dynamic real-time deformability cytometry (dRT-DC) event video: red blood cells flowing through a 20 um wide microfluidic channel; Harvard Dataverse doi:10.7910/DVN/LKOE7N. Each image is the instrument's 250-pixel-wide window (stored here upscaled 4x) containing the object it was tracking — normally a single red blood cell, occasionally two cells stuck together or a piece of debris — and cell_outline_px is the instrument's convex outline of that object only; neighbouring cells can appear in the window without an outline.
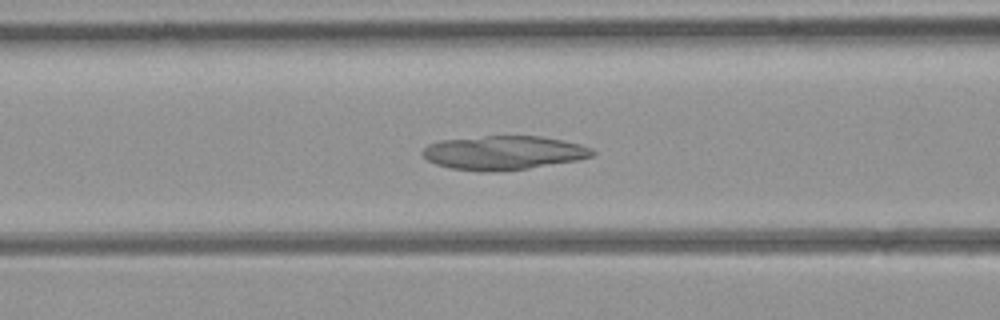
{"species": "common noctule bat (a hibernating species)", "species_latin": "Nyctalus noctula", "temperature_condition": "room temperature", "stored_images_in_passage": 52, "camera_frame_rate_fps": 3000, "um_per_image_px": 0.085, "animal": {"sex": "female", "body_mass_g": 21.9}, "frame": {"image": 1, "passage_image": 21, "time_ms": 6.667, "image_size_px": [1000, 320], "cell_outline_px": [[596, 152], [592, 156], [580, 160], [528, 168], [488, 172], [480, 172], [452, 168], [436, 164], [428, 160], [420, 152], [428, 144], [440, 140], [484, 136], [540, 136], [564, 140], [580, 144], [592, 148]], "centroid_in_image_um": [42.82, 12.98], "position_along_channel_um": 123.8, "area_um2": 33.7}}
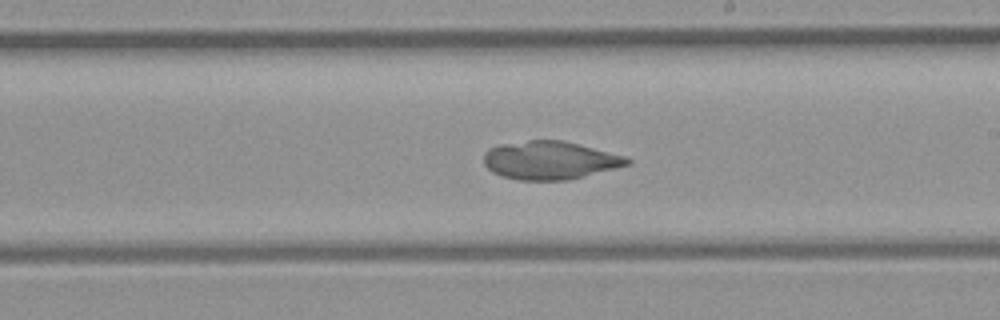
{"frame": {"image": 2, "passage_image": 30, "time_ms": 9.667, "image_size_px": [1000, 320], "cell_outline_px": [[632, 164], [568, 180], [516, 180], [500, 176], [492, 172], [484, 164], [484, 152], [488, 148], [500, 144], [528, 140], [560, 140], [628, 156], [632, 160]], "centroid_in_image_um": [46.74, 13.63], "position_along_channel_um": 242.3, "area_um2": 32.14}}
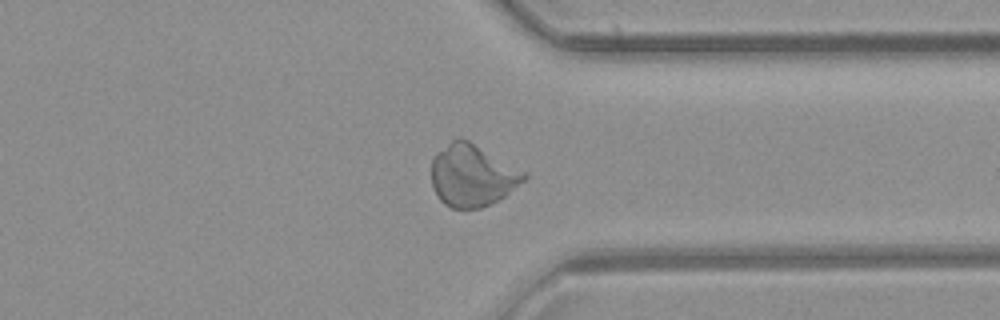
{"frame": {"image": 3, "passage_image": 40, "time_ms": 13.0, "image_size_px": [1000, 320], "cell_outline_px": [[528, 176], [524, 180], [504, 196], [480, 208], [452, 208], [444, 204], [436, 196], [432, 188], [432, 160], [436, 152], [452, 140], [460, 136], [468, 140], [528, 172]], "centroid_in_image_um": [40.13, 14.9], "position_along_channel_um": 371.3, "area_um2": 33.47}}